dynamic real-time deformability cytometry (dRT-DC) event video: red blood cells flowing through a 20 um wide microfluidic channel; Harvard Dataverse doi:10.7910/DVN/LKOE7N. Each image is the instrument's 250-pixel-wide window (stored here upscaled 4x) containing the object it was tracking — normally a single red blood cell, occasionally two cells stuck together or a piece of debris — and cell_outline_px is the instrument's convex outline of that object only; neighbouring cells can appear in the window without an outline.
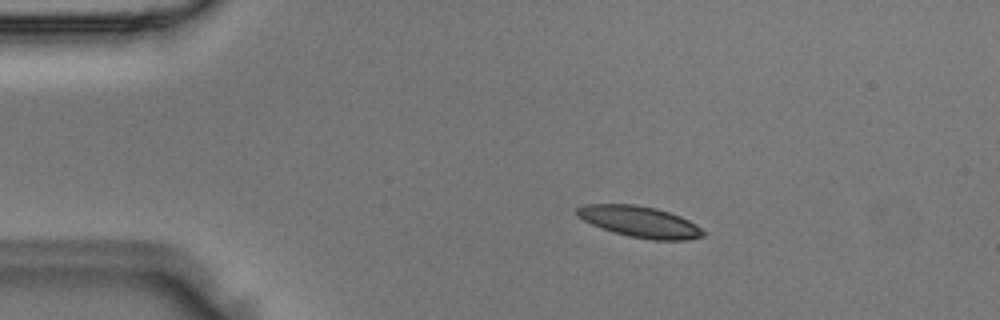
{"species": "Egyptian fruit bat (a non-hibernating species)", "species_latin": "Rousettus aegyptiacus", "temperature_condition": "room temperature", "stored_images_in_passage": 5, "camera_frame_rate_fps": 3000, "um_per_image_px": 0.085, "animal": {"sex": "male"}, "frame": {"image": 1, "passage_image": 2, "time_ms": 0.333, "image_size_px": [1000, 320], "cell_outline_px": [[708, 232], [704, 236], [688, 240], [652, 240], [628, 236], [612, 232], [592, 224], [576, 216], [576, 208], [584, 204], [636, 204], [656, 208], [680, 216], [696, 224]], "centroid_in_image_um": [54.4, 18.85], "position_along_channel_um": 30.6, "area_um2": 23.12}}
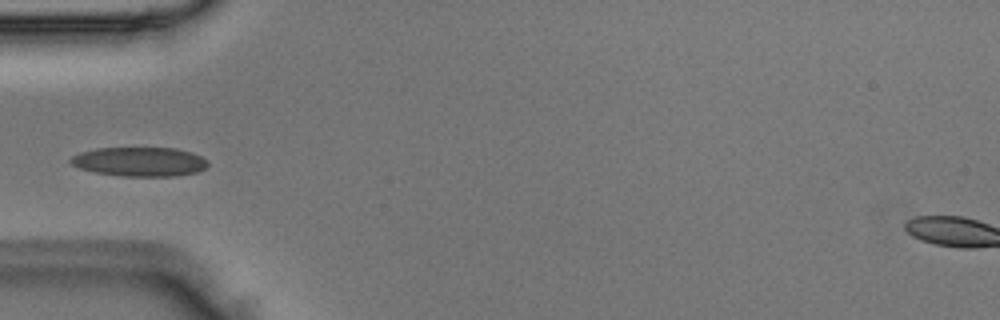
{"frame": {"image": 2, "passage_image": 4, "time_ms": 1.0, "image_size_px": [1000, 320], "cell_outline_px": [[208, 164], [204, 168], [196, 172], [176, 176], [120, 176], [96, 172], [80, 168], [72, 164], [68, 160], [72, 156], [80, 152], [96, 148], [176, 148], [192, 152], [208, 160]], "centroid_in_image_um": [11.87, 13.74], "position_along_channel_um": 73.1, "area_um2": 23.35}}
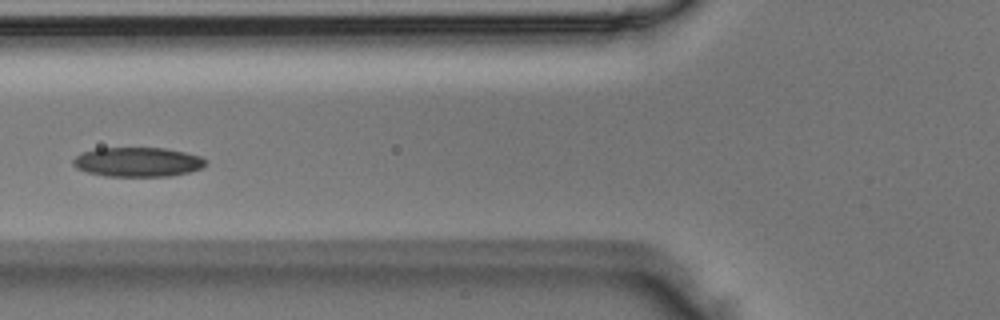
{"frame": {"image": 3, "passage_image": 5, "time_ms": 1.333, "image_size_px": [1000, 320], "cell_outline_px": [[204, 168], [188, 172], [168, 176], [104, 176], [88, 172], [76, 168], [72, 164], [72, 160], [80, 152], [96, 148], [164, 148], [184, 152], [200, 156], [204, 160]], "centroid_in_image_um": [11.65, 13.77], "position_along_channel_um": 114.2, "area_um2": 22.72}}